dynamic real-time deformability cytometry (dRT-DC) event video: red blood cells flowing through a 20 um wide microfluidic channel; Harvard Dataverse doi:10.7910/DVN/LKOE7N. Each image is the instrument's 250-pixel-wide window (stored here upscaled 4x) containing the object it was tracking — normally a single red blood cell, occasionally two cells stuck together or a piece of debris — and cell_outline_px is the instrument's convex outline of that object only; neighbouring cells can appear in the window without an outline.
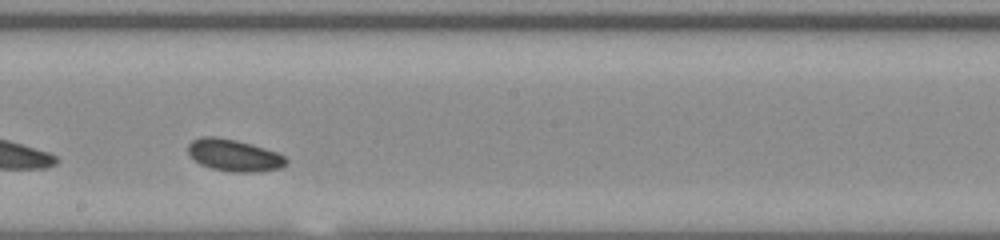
{"species": "common noctule bat (a hibernating species)", "species_latin": "Nyctalus noctula", "temperature_condition": "room temperature", "stored_images_in_passage": 29, "camera_frame_rate_fps": 3000, "um_per_image_px": 0.085, "animal": {"sex": "male", "body_mass_g": 20.0, "forearm_length_mm": 53.3}, "frame": {"image": 1, "passage_image": 17, "time_ms": 5.333, "image_size_px": [1000, 240], "cell_outline_px": [[288, 164], [280, 168], [256, 172], [232, 172], [208, 168], [200, 164], [188, 152], [188, 144], [192, 140], [200, 136], [212, 136], [236, 140], [252, 144], [276, 152], [284, 156], [288, 160]], "centroid_in_image_um": [19.89, 13.2], "position_along_channel_um": 228.3, "area_um2": 18.32}, "authors_computed_cell_mechanics": {"area_um2": 17.9758, "velocity_mm_per_s": 3.7454, "shape_relaxation_time_tau1_ms": 2.2244, "shape_relaxation_time_tau2_ms": 8.4762, "deformation_change_tau1": 0.0526, "deformation_change_tau2": 0.1219}}